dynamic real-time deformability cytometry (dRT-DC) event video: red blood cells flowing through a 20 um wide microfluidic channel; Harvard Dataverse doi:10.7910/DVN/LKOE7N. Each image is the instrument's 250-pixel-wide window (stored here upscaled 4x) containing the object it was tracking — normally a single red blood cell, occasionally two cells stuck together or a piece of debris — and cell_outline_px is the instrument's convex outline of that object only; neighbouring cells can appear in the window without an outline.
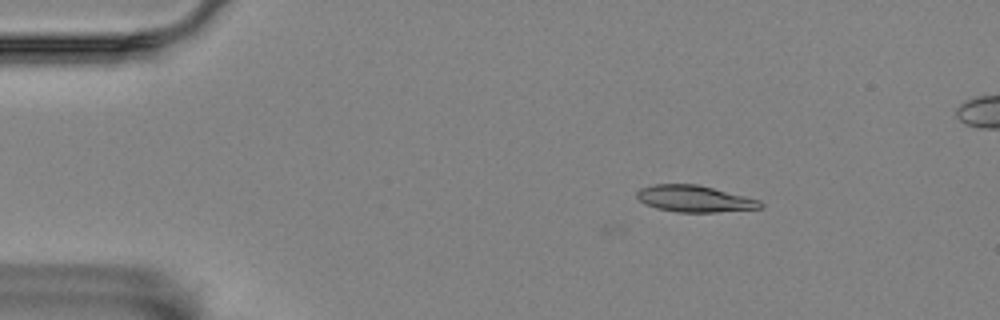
{"species": "Egyptian fruit bat (a non-hibernating species)", "species_latin": "Rousettus aegyptiacus", "temperature_condition": "room temperature", "stored_images_in_passage": 4, "segment_of_instrument_passage": [1, 2], "camera_frame_rate_fps": 3000, "um_per_image_px": 0.085, "animal": {"sex": "female"}, "frame": {"image": 1, "passage_image": 1, "time_ms": 0.0, "image_size_px": [1000, 320], "cell_outline_px": [[764, 208], [716, 212], [676, 212], [656, 208], [640, 200], [636, 196], [636, 192], [640, 188], [652, 184], [696, 184], [760, 200], [764, 204]], "centroid_in_image_um": [59.04, 16.89], "position_along_channel_um": 26.0, "area_um2": 19.02}}